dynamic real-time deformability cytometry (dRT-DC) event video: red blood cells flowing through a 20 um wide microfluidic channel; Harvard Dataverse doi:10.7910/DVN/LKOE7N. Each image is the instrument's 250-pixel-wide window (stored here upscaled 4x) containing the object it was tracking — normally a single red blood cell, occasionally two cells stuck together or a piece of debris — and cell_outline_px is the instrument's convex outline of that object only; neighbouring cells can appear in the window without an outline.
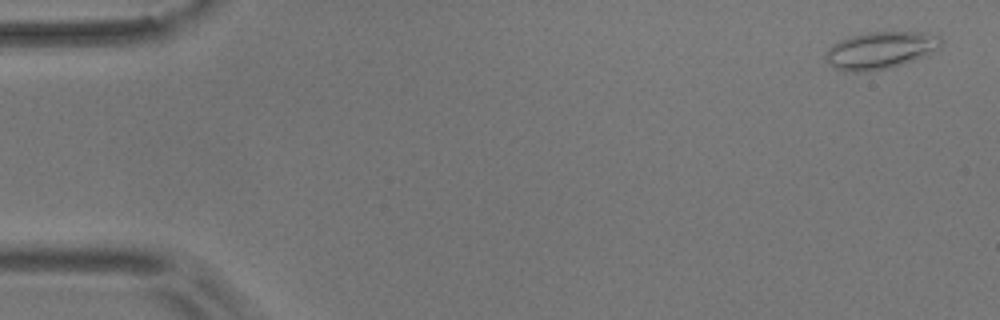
{"species": "common noctule bat (a hibernating species)", "species_latin": "Nyctalus noctula", "temperature_condition": "room temperature", "stored_images_in_passage": 53, "camera_frame_rate_fps": 3000, "um_per_image_px": 0.085, "animal": {"sex": "male", "body_mass_g": 17.9}, "frame": {"image": 1, "passage_image": 2, "time_ms": 0.333, "image_size_px": [1000, 320], "cell_outline_px": [[944, 40], [940, 48], [928, 56], [888, 68], [868, 72], [844, 72], [836, 68], [824, 56], [828, 48], [832, 44], [840, 40], [852, 36], [868, 32], [928, 32], [940, 36]], "centroid_in_image_um": [74.9, 4.27], "position_along_channel_um": 10.1, "area_um2": 25.32}}
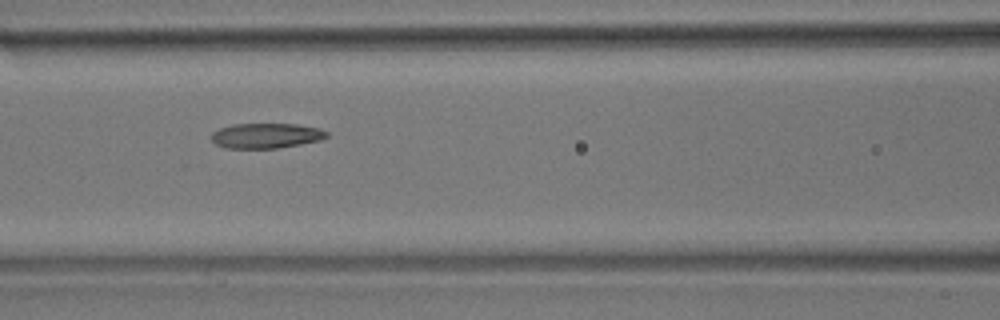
{"frame": {"image": 2, "passage_image": 24, "time_ms": 7.667, "image_size_px": [1000, 320], "cell_outline_px": [[328, 136], [320, 140], [300, 144], [276, 148], [224, 148], [216, 144], [212, 140], [212, 132], [220, 128], [232, 124], [296, 124], [320, 128], [328, 132]], "centroid_in_image_um": [22.62, 11.53], "position_along_channel_um": 144.0, "area_um2": 16.82}}
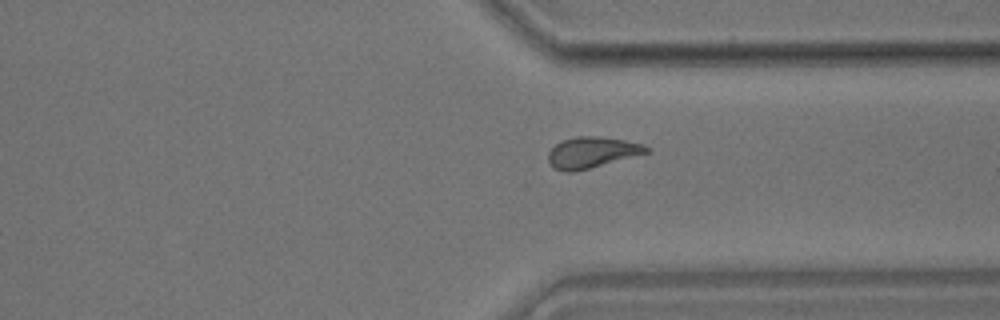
{"frame": {"image": 3, "passage_image": 42, "time_ms": 13.667, "image_size_px": [1000, 320], "cell_outline_px": [[652, 152], [572, 172], [564, 172], [552, 168], [548, 160], [548, 152], [560, 140], [576, 136], [600, 136], [624, 140], [644, 144]], "centroid_in_image_um": [50.3, 12.95], "position_along_channel_um": 361.1, "area_um2": 17.86}}